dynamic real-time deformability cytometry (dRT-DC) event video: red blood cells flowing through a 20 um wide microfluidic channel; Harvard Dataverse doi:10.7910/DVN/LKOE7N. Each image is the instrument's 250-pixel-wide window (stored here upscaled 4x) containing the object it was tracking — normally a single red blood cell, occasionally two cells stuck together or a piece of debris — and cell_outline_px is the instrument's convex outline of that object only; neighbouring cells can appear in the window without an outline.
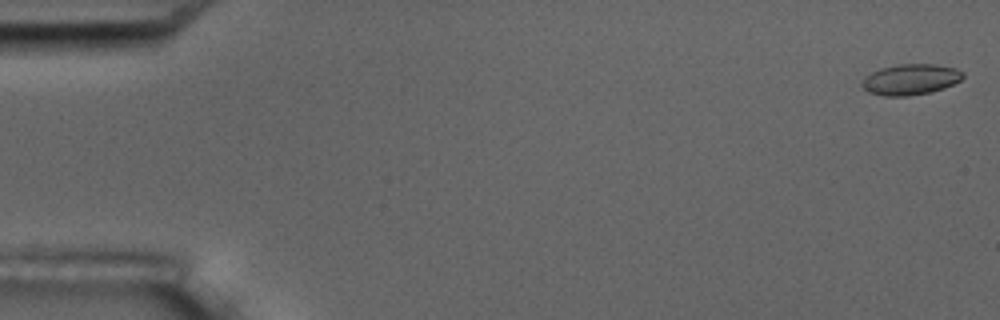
{"species": "common noctule bat (a hibernating species)", "species_latin": "Nyctalus noctula", "temperature_condition": "room temperature", "stored_images_in_passage": 6, "camera_frame_rate_fps": 3000, "um_per_image_px": 0.085, "animal": {"sex": "male", "body_mass_g": 17.5, "forearm_length_mm": 52.3}, "frame": {"image": 1, "passage_image": 1, "time_ms": 0.0, "image_size_px": [1000, 320], "cell_outline_px": [[964, 76], [960, 80], [944, 88], [932, 92], [908, 96], [884, 96], [868, 92], [860, 84], [864, 76], [880, 68], [900, 64], [936, 64], [956, 68], [964, 72]], "centroid_in_image_um": [77.39, 6.75], "position_along_channel_um": 7.6, "area_um2": 18.26}}
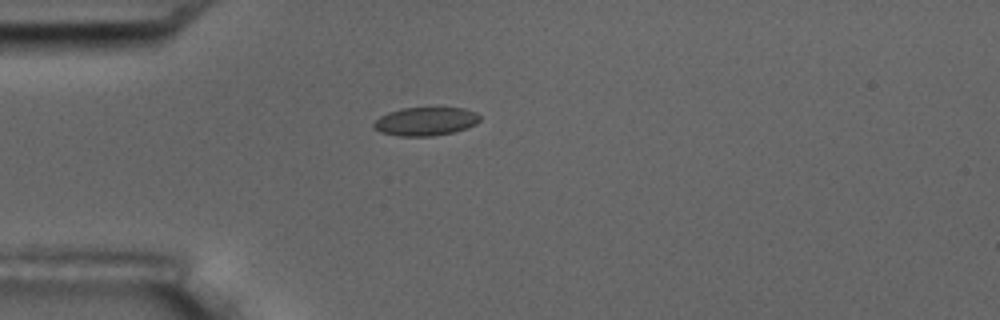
{"frame": {"image": 2, "passage_image": 5, "time_ms": 4.667, "image_size_px": [1000, 320], "cell_outline_px": [[480, 120], [476, 124], [468, 128], [452, 132], [432, 136], [400, 136], [380, 132], [372, 128], [372, 124], [380, 116], [388, 112], [404, 108], [464, 108], [476, 112], [480, 116]], "centroid_in_image_um": [36.17, 10.32], "position_along_channel_um": 48.8, "area_um2": 17.63}}